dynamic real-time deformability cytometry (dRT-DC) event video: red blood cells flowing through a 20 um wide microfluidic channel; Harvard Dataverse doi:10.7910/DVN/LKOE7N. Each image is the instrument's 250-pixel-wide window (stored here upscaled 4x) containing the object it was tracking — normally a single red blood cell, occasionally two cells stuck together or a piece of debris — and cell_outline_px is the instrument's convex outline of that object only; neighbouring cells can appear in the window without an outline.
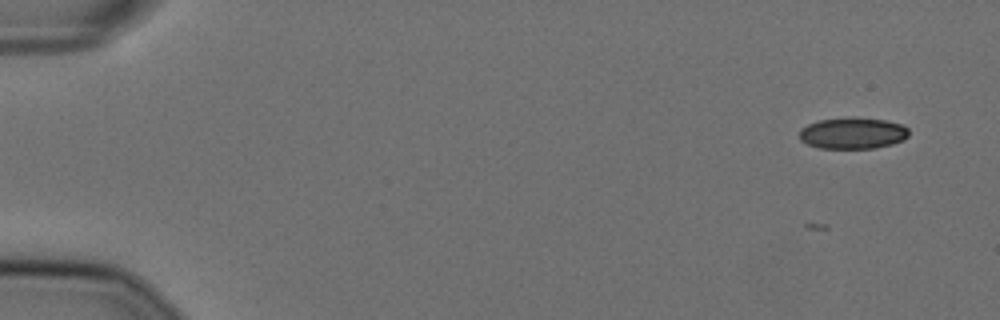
{"species": "Egyptian fruit bat (a non-hibernating species)", "species_latin": "Rousettus aegyptiacus", "temperature_condition": "cold", "stored_images_in_passage": 3, "camera_frame_rate_fps": 3000, "um_per_image_px": 0.085, "animal": {"sex": "female"}, "frame": {"image": 1, "passage_image": 3, "time_ms": 0.667, "image_size_px": [1000, 320], "cell_outline_px": [[908, 136], [904, 140], [892, 144], [876, 148], [820, 148], [808, 144], [800, 140], [800, 128], [808, 124], [820, 120], [848, 116], [856, 116], [888, 120], [904, 124], [908, 128]], "centroid_in_image_um": [72.52, 11.29], "position_along_channel_um": 12.5, "area_um2": 20.46}}